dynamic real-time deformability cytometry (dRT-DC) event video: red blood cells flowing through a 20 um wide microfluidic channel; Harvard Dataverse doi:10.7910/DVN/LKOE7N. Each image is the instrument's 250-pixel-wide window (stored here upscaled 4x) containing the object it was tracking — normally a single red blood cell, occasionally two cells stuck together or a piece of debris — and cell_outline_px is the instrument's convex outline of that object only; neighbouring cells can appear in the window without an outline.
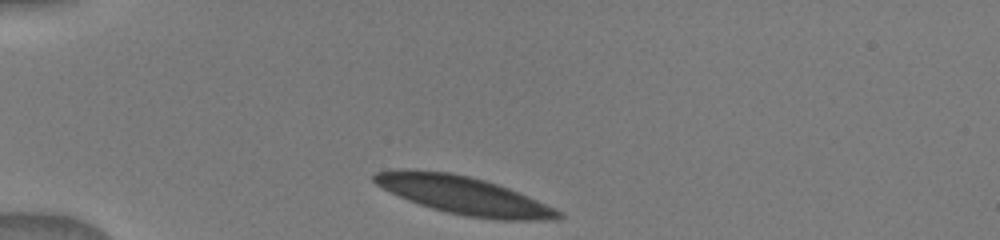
{"species": "human", "species_latin": "Homo sapiens", "temperature_condition": "warm", "stored_images_in_passage": 15, "camera_frame_rate_fps": 3000, "um_per_image_px": 0.085, "donor": {"sex": "male"}, "frame": {"image": 1, "passage_image": 1, "time_ms": 0.0, "image_size_px": [1000, 240], "cell_outline_px": [[564, 216], [560, 220], [496, 220], [468, 216], [448, 212], [432, 208], [408, 200], [376, 184], [372, 180], [372, 176], [376, 172], [400, 168], [408, 168], [448, 172], [468, 176], [484, 180], [508, 188], [528, 196], [564, 212]], "centroid_in_image_um": [39.44, 16.6], "position_along_channel_um": 45.6, "area_um2": 40.58}}
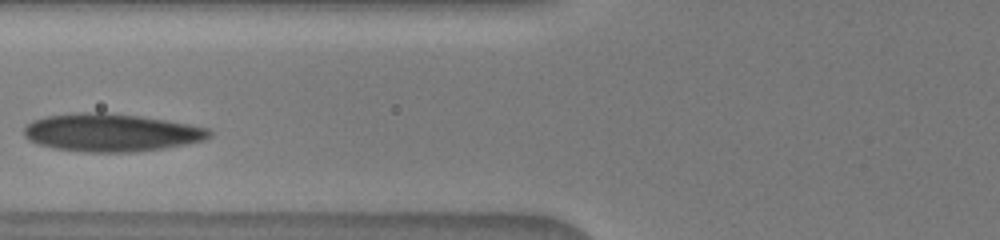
{"frame": {"image": 2, "passage_image": 6, "time_ms": 2.667, "image_size_px": [1000, 240], "cell_outline_px": [[212, 136], [204, 140], [164, 148], [136, 152], [84, 152], [52, 148], [36, 144], [28, 140], [24, 136], [24, 128], [32, 120], [44, 116], [76, 112], [104, 112], [140, 116], [188, 124], [208, 128], [212, 132]], "centroid_in_image_um": [9.4, 11.27], "position_along_channel_um": 116.4, "area_um2": 41.15}}
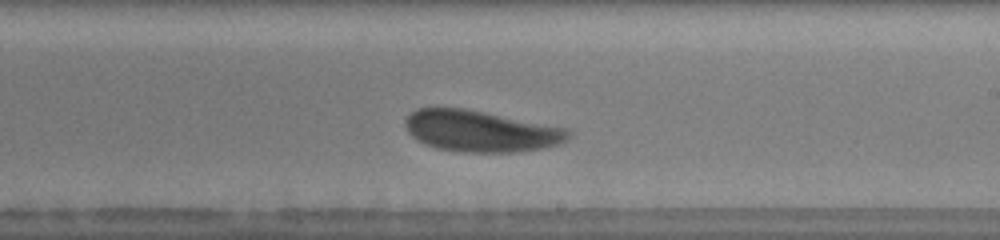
{"frame": {"image": 3, "passage_image": 12, "time_ms": 6.0, "image_size_px": [1000, 240], "cell_outline_px": [[572, 132], [568, 140], [560, 144], [544, 148], [516, 152], [464, 152], [436, 148], [424, 144], [416, 140], [408, 132], [404, 124], [404, 120], [416, 108], [468, 108], [568, 128]], "centroid_in_image_um": [40.88, 11.14], "position_along_channel_um": 248.1, "area_um2": 39.77}}